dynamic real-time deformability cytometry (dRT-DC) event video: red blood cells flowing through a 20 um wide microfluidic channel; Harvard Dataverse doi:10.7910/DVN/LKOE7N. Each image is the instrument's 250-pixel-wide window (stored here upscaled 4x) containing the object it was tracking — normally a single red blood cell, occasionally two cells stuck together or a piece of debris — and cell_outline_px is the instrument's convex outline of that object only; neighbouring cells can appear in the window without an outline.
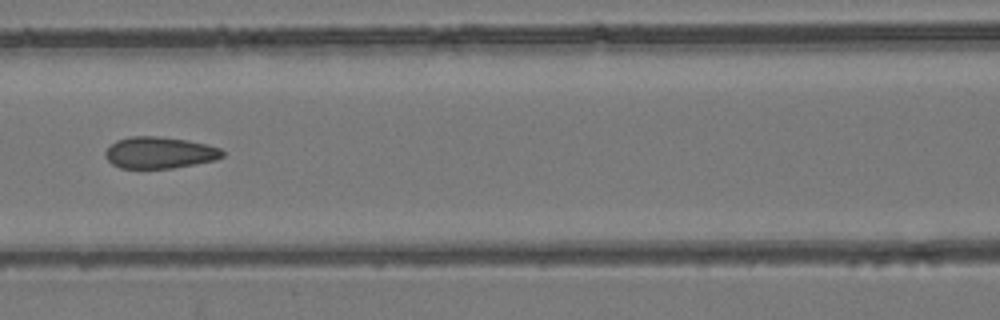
{"species": "common noctule bat (a hibernating species)", "species_latin": "Nyctalus noctula", "temperature_condition": "room temperature", "stored_images_in_passage": 7, "camera_frame_rate_fps": 3000, "um_per_image_px": 0.085, "animal": {"sex": "female", "body_mass_g": 24.6, "forearm_length_mm": 56.2}, "frame": {"image": 1, "passage_image": 7, "time_ms": 7.0, "image_size_px": [1000, 320], "cell_outline_px": [[224, 156], [216, 160], [172, 168], [120, 168], [112, 164], [104, 156], [104, 152], [116, 140], [128, 136], [156, 136], [188, 140], [208, 144], [220, 148], [224, 152]], "centroid_in_image_um": [13.56, 12.97], "position_along_channel_um": 153.0, "area_um2": 21.68}}